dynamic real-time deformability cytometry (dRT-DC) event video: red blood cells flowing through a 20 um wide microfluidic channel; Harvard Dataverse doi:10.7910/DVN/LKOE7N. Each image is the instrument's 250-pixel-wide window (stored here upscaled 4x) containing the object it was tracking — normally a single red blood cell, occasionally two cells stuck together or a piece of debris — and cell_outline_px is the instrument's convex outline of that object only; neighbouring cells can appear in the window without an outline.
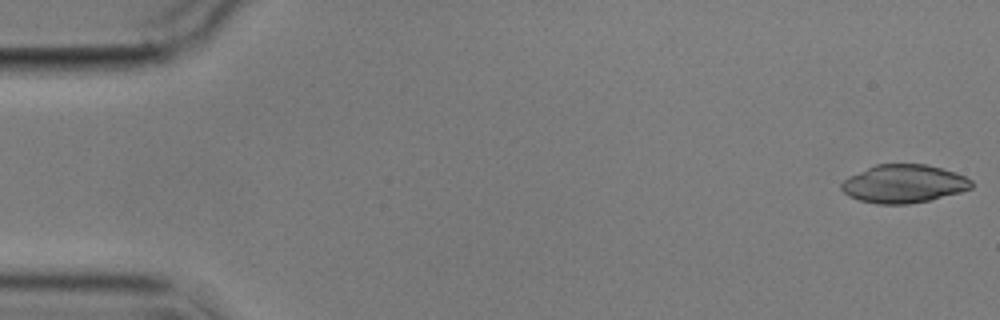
{"species": "common noctule bat (a hibernating species)", "species_latin": "Nyctalus noctula", "temperature_condition": "cold", "stored_images_in_passage": 4, "camera_frame_rate_fps": 3000, "um_per_image_px": 0.085, "animal": {"sex": "male", "body_mass_g": 17.9}, "frame": {"image": 1, "passage_image": 1, "time_ms": 0.0, "image_size_px": [1000, 320], "cell_outline_px": [[972, 188], [960, 192], [928, 200], [908, 204], [876, 204], [860, 200], [848, 196], [840, 188], [840, 184], [848, 176], [876, 164], [924, 164], [956, 172], [972, 180]], "centroid_in_image_um": [76.79, 15.62], "position_along_channel_um": 8.2, "area_um2": 28.9}}